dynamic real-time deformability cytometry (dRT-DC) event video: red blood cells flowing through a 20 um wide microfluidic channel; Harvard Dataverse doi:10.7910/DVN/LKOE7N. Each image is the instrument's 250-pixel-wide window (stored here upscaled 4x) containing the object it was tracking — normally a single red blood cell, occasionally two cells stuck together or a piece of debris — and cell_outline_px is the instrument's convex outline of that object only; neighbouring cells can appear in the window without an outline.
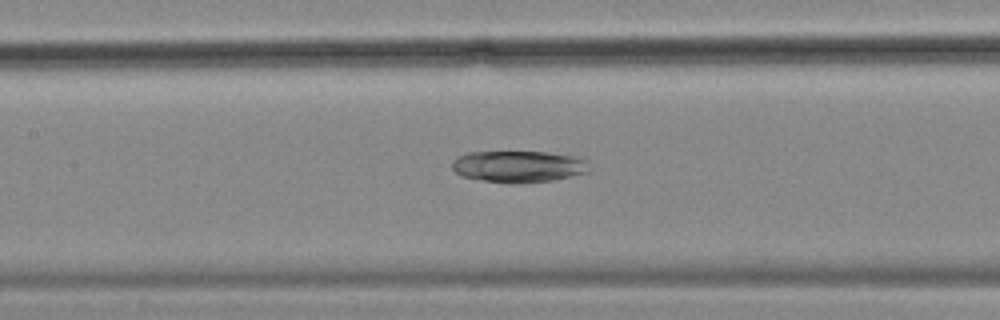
{"species": "common noctule bat (a hibernating species)", "species_latin": "Nyctalus noctula", "temperature_condition": "cold", "stored_images_in_passage": 29, "camera_frame_rate_fps": 3000, "um_per_image_px": 0.085, "animal": {"sex": "female", "body_mass_g": 18.4}, "frame": {"image": 1, "passage_image": 10, "time_ms": 3.0, "image_size_px": [1000, 320], "cell_outline_px": [[588, 172], [552, 180], [520, 184], [508, 184], [460, 176], [452, 168], [452, 160], [456, 156], [468, 152], [544, 152], [576, 156], [588, 160]], "centroid_in_image_um": [44.05, 14.15], "position_along_channel_um": 163.4, "area_um2": 25.49}}
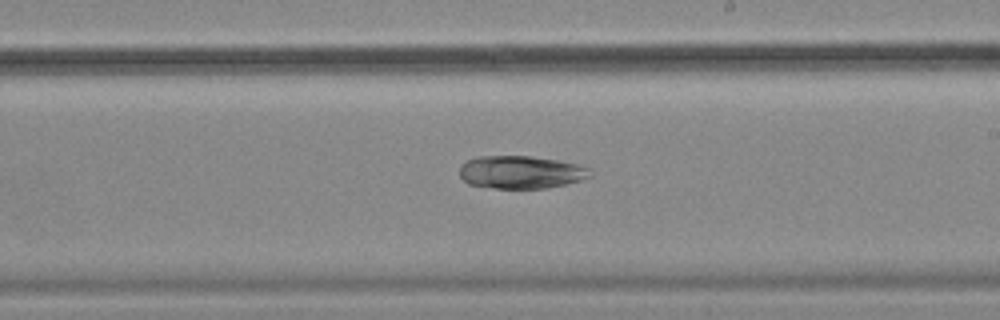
{"frame": {"image": 2, "passage_image": 17, "time_ms": 5.333, "image_size_px": [1000, 320], "cell_outline_px": [[592, 176], [580, 180], [564, 184], [544, 188], [496, 188], [468, 184], [460, 176], [460, 164], [476, 156], [532, 156], [556, 160], [576, 164], [588, 168]], "centroid_in_image_um": [44.23, 14.63], "position_along_channel_um": 244.8, "area_um2": 24.8}}
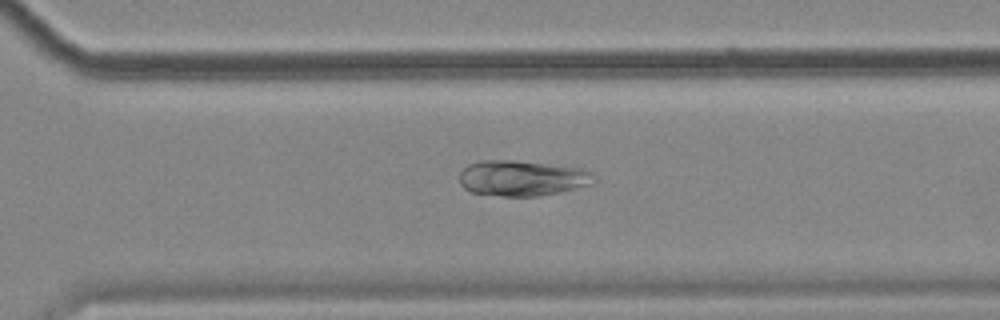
{"frame": {"image": 3, "passage_image": 24, "time_ms": 7.667, "image_size_px": [1000, 320], "cell_outline_px": [[596, 180], [592, 184], [560, 192], [536, 196], [504, 196], [472, 192], [464, 188], [460, 184], [460, 172], [468, 164], [480, 160], [516, 160], [560, 164], [580, 168], [592, 172], [596, 176]], "centroid_in_image_um": [44.42, 15.12], "position_along_channel_um": 326.2, "area_um2": 28.26}}